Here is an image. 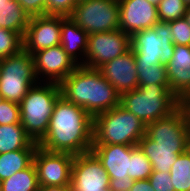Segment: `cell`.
Returning <instances> with one entry per match:
<instances>
[{
    "label": "cell",
    "instance_id": "6da1fadb",
    "mask_svg": "<svg viewBox=\"0 0 190 191\" xmlns=\"http://www.w3.org/2000/svg\"><path fill=\"white\" fill-rule=\"evenodd\" d=\"M94 118L82 107L60 95L49 120L48 130L37 143L50 152L84 154L93 145Z\"/></svg>",
    "mask_w": 190,
    "mask_h": 191
},
{
    "label": "cell",
    "instance_id": "7a4b0ae2",
    "mask_svg": "<svg viewBox=\"0 0 190 191\" xmlns=\"http://www.w3.org/2000/svg\"><path fill=\"white\" fill-rule=\"evenodd\" d=\"M61 95L93 118L120 104L121 95L98 69L79 65L60 84Z\"/></svg>",
    "mask_w": 190,
    "mask_h": 191
},
{
    "label": "cell",
    "instance_id": "3957f363",
    "mask_svg": "<svg viewBox=\"0 0 190 191\" xmlns=\"http://www.w3.org/2000/svg\"><path fill=\"white\" fill-rule=\"evenodd\" d=\"M120 105L147 125L171 115L179 108L180 99L170 85L146 84L122 93Z\"/></svg>",
    "mask_w": 190,
    "mask_h": 191
},
{
    "label": "cell",
    "instance_id": "277c9868",
    "mask_svg": "<svg viewBox=\"0 0 190 191\" xmlns=\"http://www.w3.org/2000/svg\"><path fill=\"white\" fill-rule=\"evenodd\" d=\"M146 125L120 104L94 117L93 145H138Z\"/></svg>",
    "mask_w": 190,
    "mask_h": 191
},
{
    "label": "cell",
    "instance_id": "5b68a950",
    "mask_svg": "<svg viewBox=\"0 0 190 191\" xmlns=\"http://www.w3.org/2000/svg\"><path fill=\"white\" fill-rule=\"evenodd\" d=\"M60 95L59 84L39 82L28 90L19 103L20 123L34 142L38 143L47 132L49 120Z\"/></svg>",
    "mask_w": 190,
    "mask_h": 191
},
{
    "label": "cell",
    "instance_id": "8992f818",
    "mask_svg": "<svg viewBox=\"0 0 190 191\" xmlns=\"http://www.w3.org/2000/svg\"><path fill=\"white\" fill-rule=\"evenodd\" d=\"M37 83L34 59L22 49L0 61V95L4 100L19 104L28 90Z\"/></svg>",
    "mask_w": 190,
    "mask_h": 191
},
{
    "label": "cell",
    "instance_id": "52a82bcc",
    "mask_svg": "<svg viewBox=\"0 0 190 191\" xmlns=\"http://www.w3.org/2000/svg\"><path fill=\"white\" fill-rule=\"evenodd\" d=\"M130 42L136 62L167 65L175 48L169 22L162 21L134 33Z\"/></svg>",
    "mask_w": 190,
    "mask_h": 191
},
{
    "label": "cell",
    "instance_id": "ba28073f",
    "mask_svg": "<svg viewBox=\"0 0 190 191\" xmlns=\"http://www.w3.org/2000/svg\"><path fill=\"white\" fill-rule=\"evenodd\" d=\"M189 129L184 111L179 107L168 117L146 125L139 147L189 148Z\"/></svg>",
    "mask_w": 190,
    "mask_h": 191
},
{
    "label": "cell",
    "instance_id": "9c48e42d",
    "mask_svg": "<svg viewBox=\"0 0 190 191\" xmlns=\"http://www.w3.org/2000/svg\"><path fill=\"white\" fill-rule=\"evenodd\" d=\"M86 33L110 32L119 29L118 0H88L77 3L69 16Z\"/></svg>",
    "mask_w": 190,
    "mask_h": 191
},
{
    "label": "cell",
    "instance_id": "30bf717a",
    "mask_svg": "<svg viewBox=\"0 0 190 191\" xmlns=\"http://www.w3.org/2000/svg\"><path fill=\"white\" fill-rule=\"evenodd\" d=\"M91 152L99 159L109 175L111 190H131L134 182L128 175L131 146L123 144L92 145Z\"/></svg>",
    "mask_w": 190,
    "mask_h": 191
},
{
    "label": "cell",
    "instance_id": "8fae6325",
    "mask_svg": "<svg viewBox=\"0 0 190 191\" xmlns=\"http://www.w3.org/2000/svg\"><path fill=\"white\" fill-rule=\"evenodd\" d=\"M130 48V36L120 29L89 34L83 66L98 69L108 61L123 55Z\"/></svg>",
    "mask_w": 190,
    "mask_h": 191
},
{
    "label": "cell",
    "instance_id": "7c38bea8",
    "mask_svg": "<svg viewBox=\"0 0 190 191\" xmlns=\"http://www.w3.org/2000/svg\"><path fill=\"white\" fill-rule=\"evenodd\" d=\"M74 155L50 152L37 147L33 163L36 167L39 186L71 185V169Z\"/></svg>",
    "mask_w": 190,
    "mask_h": 191
},
{
    "label": "cell",
    "instance_id": "4fadbf2b",
    "mask_svg": "<svg viewBox=\"0 0 190 191\" xmlns=\"http://www.w3.org/2000/svg\"><path fill=\"white\" fill-rule=\"evenodd\" d=\"M33 59L37 81L39 80L40 82L46 83L60 84L79 66V64L64 51L61 45L37 51L33 54ZM39 76H41L42 80Z\"/></svg>",
    "mask_w": 190,
    "mask_h": 191
},
{
    "label": "cell",
    "instance_id": "5bb4252c",
    "mask_svg": "<svg viewBox=\"0 0 190 191\" xmlns=\"http://www.w3.org/2000/svg\"><path fill=\"white\" fill-rule=\"evenodd\" d=\"M61 27V15L31 17L23 36V49L33 55L42 49L60 45Z\"/></svg>",
    "mask_w": 190,
    "mask_h": 191
},
{
    "label": "cell",
    "instance_id": "9a60e30c",
    "mask_svg": "<svg viewBox=\"0 0 190 191\" xmlns=\"http://www.w3.org/2000/svg\"><path fill=\"white\" fill-rule=\"evenodd\" d=\"M109 175L90 151L74 156L71 169L72 191H99L109 187Z\"/></svg>",
    "mask_w": 190,
    "mask_h": 191
},
{
    "label": "cell",
    "instance_id": "2e32d148",
    "mask_svg": "<svg viewBox=\"0 0 190 191\" xmlns=\"http://www.w3.org/2000/svg\"><path fill=\"white\" fill-rule=\"evenodd\" d=\"M119 29L130 37L141 30L152 28L159 20L157 6L147 0H118Z\"/></svg>",
    "mask_w": 190,
    "mask_h": 191
},
{
    "label": "cell",
    "instance_id": "e0dca14e",
    "mask_svg": "<svg viewBox=\"0 0 190 191\" xmlns=\"http://www.w3.org/2000/svg\"><path fill=\"white\" fill-rule=\"evenodd\" d=\"M98 70L120 95L138 88L135 55L131 48L123 55L103 64Z\"/></svg>",
    "mask_w": 190,
    "mask_h": 191
},
{
    "label": "cell",
    "instance_id": "ac0fdd59",
    "mask_svg": "<svg viewBox=\"0 0 190 191\" xmlns=\"http://www.w3.org/2000/svg\"><path fill=\"white\" fill-rule=\"evenodd\" d=\"M166 71L170 90L181 99L190 91V46L175 45Z\"/></svg>",
    "mask_w": 190,
    "mask_h": 191
},
{
    "label": "cell",
    "instance_id": "d6986e66",
    "mask_svg": "<svg viewBox=\"0 0 190 191\" xmlns=\"http://www.w3.org/2000/svg\"><path fill=\"white\" fill-rule=\"evenodd\" d=\"M88 37L89 34L77 26L69 16H62L60 45L79 65H84L83 58L87 51ZM78 57H82V62L78 60L80 59Z\"/></svg>",
    "mask_w": 190,
    "mask_h": 191
},
{
    "label": "cell",
    "instance_id": "ffe728a7",
    "mask_svg": "<svg viewBox=\"0 0 190 191\" xmlns=\"http://www.w3.org/2000/svg\"><path fill=\"white\" fill-rule=\"evenodd\" d=\"M37 147L38 144L33 141L26 149L0 154V179H8L16 172L29 167L33 163Z\"/></svg>",
    "mask_w": 190,
    "mask_h": 191
},
{
    "label": "cell",
    "instance_id": "44dd1931",
    "mask_svg": "<svg viewBox=\"0 0 190 191\" xmlns=\"http://www.w3.org/2000/svg\"><path fill=\"white\" fill-rule=\"evenodd\" d=\"M31 17L16 0H0V27L24 36Z\"/></svg>",
    "mask_w": 190,
    "mask_h": 191
},
{
    "label": "cell",
    "instance_id": "7402d4cb",
    "mask_svg": "<svg viewBox=\"0 0 190 191\" xmlns=\"http://www.w3.org/2000/svg\"><path fill=\"white\" fill-rule=\"evenodd\" d=\"M32 142L21 123L0 125V154L26 149Z\"/></svg>",
    "mask_w": 190,
    "mask_h": 191
},
{
    "label": "cell",
    "instance_id": "603a6c76",
    "mask_svg": "<svg viewBox=\"0 0 190 191\" xmlns=\"http://www.w3.org/2000/svg\"><path fill=\"white\" fill-rule=\"evenodd\" d=\"M152 164L153 171L169 172L176 158L187 149L140 147Z\"/></svg>",
    "mask_w": 190,
    "mask_h": 191
},
{
    "label": "cell",
    "instance_id": "cb8c5ba5",
    "mask_svg": "<svg viewBox=\"0 0 190 191\" xmlns=\"http://www.w3.org/2000/svg\"><path fill=\"white\" fill-rule=\"evenodd\" d=\"M39 184L34 163L2 180V191H38Z\"/></svg>",
    "mask_w": 190,
    "mask_h": 191
},
{
    "label": "cell",
    "instance_id": "d4e9b609",
    "mask_svg": "<svg viewBox=\"0 0 190 191\" xmlns=\"http://www.w3.org/2000/svg\"><path fill=\"white\" fill-rule=\"evenodd\" d=\"M169 173L174 191H190V148L176 158Z\"/></svg>",
    "mask_w": 190,
    "mask_h": 191
},
{
    "label": "cell",
    "instance_id": "484cf974",
    "mask_svg": "<svg viewBox=\"0 0 190 191\" xmlns=\"http://www.w3.org/2000/svg\"><path fill=\"white\" fill-rule=\"evenodd\" d=\"M139 85H170L167 78L166 65L148 62H136Z\"/></svg>",
    "mask_w": 190,
    "mask_h": 191
},
{
    "label": "cell",
    "instance_id": "4316f807",
    "mask_svg": "<svg viewBox=\"0 0 190 191\" xmlns=\"http://www.w3.org/2000/svg\"><path fill=\"white\" fill-rule=\"evenodd\" d=\"M153 168L149 159L138 145L131 146V157L128 175L134 181L148 179Z\"/></svg>",
    "mask_w": 190,
    "mask_h": 191
},
{
    "label": "cell",
    "instance_id": "83f0119b",
    "mask_svg": "<svg viewBox=\"0 0 190 191\" xmlns=\"http://www.w3.org/2000/svg\"><path fill=\"white\" fill-rule=\"evenodd\" d=\"M23 49V36L0 27V59L15 55Z\"/></svg>",
    "mask_w": 190,
    "mask_h": 191
},
{
    "label": "cell",
    "instance_id": "f1b7e54d",
    "mask_svg": "<svg viewBox=\"0 0 190 191\" xmlns=\"http://www.w3.org/2000/svg\"><path fill=\"white\" fill-rule=\"evenodd\" d=\"M187 7L183 0H160L157 5L159 20L170 22L183 18Z\"/></svg>",
    "mask_w": 190,
    "mask_h": 191
},
{
    "label": "cell",
    "instance_id": "f546056e",
    "mask_svg": "<svg viewBox=\"0 0 190 191\" xmlns=\"http://www.w3.org/2000/svg\"><path fill=\"white\" fill-rule=\"evenodd\" d=\"M174 45L190 46V26L183 18L169 22Z\"/></svg>",
    "mask_w": 190,
    "mask_h": 191
},
{
    "label": "cell",
    "instance_id": "4dcf8cb0",
    "mask_svg": "<svg viewBox=\"0 0 190 191\" xmlns=\"http://www.w3.org/2000/svg\"><path fill=\"white\" fill-rule=\"evenodd\" d=\"M76 6L75 0H46V15L70 16Z\"/></svg>",
    "mask_w": 190,
    "mask_h": 191
},
{
    "label": "cell",
    "instance_id": "1f68e13d",
    "mask_svg": "<svg viewBox=\"0 0 190 191\" xmlns=\"http://www.w3.org/2000/svg\"><path fill=\"white\" fill-rule=\"evenodd\" d=\"M19 104L4 100L1 103V120L0 125L20 123Z\"/></svg>",
    "mask_w": 190,
    "mask_h": 191
},
{
    "label": "cell",
    "instance_id": "d6a6232c",
    "mask_svg": "<svg viewBox=\"0 0 190 191\" xmlns=\"http://www.w3.org/2000/svg\"><path fill=\"white\" fill-rule=\"evenodd\" d=\"M148 180L154 191H174L169 172L152 171Z\"/></svg>",
    "mask_w": 190,
    "mask_h": 191
},
{
    "label": "cell",
    "instance_id": "836d02e7",
    "mask_svg": "<svg viewBox=\"0 0 190 191\" xmlns=\"http://www.w3.org/2000/svg\"><path fill=\"white\" fill-rule=\"evenodd\" d=\"M30 16L46 15V0H16Z\"/></svg>",
    "mask_w": 190,
    "mask_h": 191
},
{
    "label": "cell",
    "instance_id": "e575fe53",
    "mask_svg": "<svg viewBox=\"0 0 190 191\" xmlns=\"http://www.w3.org/2000/svg\"><path fill=\"white\" fill-rule=\"evenodd\" d=\"M130 191H154L148 179L136 180L133 182Z\"/></svg>",
    "mask_w": 190,
    "mask_h": 191
},
{
    "label": "cell",
    "instance_id": "d590c367",
    "mask_svg": "<svg viewBox=\"0 0 190 191\" xmlns=\"http://www.w3.org/2000/svg\"><path fill=\"white\" fill-rule=\"evenodd\" d=\"M179 107L184 111L186 119H190V91L180 99Z\"/></svg>",
    "mask_w": 190,
    "mask_h": 191
},
{
    "label": "cell",
    "instance_id": "8d00e7d4",
    "mask_svg": "<svg viewBox=\"0 0 190 191\" xmlns=\"http://www.w3.org/2000/svg\"><path fill=\"white\" fill-rule=\"evenodd\" d=\"M38 191H72L71 185L63 186H39Z\"/></svg>",
    "mask_w": 190,
    "mask_h": 191
},
{
    "label": "cell",
    "instance_id": "74e56055",
    "mask_svg": "<svg viewBox=\"0 0 190 191\" xmlns=\"http://www.w3.org/2000/svg\"><path fill=\"white\" fill-rule=\"evenodd\" d=\"M184 19L186 20V22L190 26V6L187 7V10H186L185 15H184Z\"/></svg>",
    "mask_w": 190,
    "mask_h": 191
},
{
    "label": "cell",
    "instance_id": "f35d334b",
    "mask_svg": "<svg viewBox=\"0 0 190 191\" xmlns=\"http://www.w3.org/2000/svg\"><path fill=\"white\" fill-rule=\"evenodd\" d=\"M149 3H152V4H154V5H158L159 4V2H160V0H147Z\"/></svg>",
    "mask_w": 190,
    "mask_h": 191
},
{
    "label": "cell",
    "instance_id": "ab89813d",
    "mask_svg": "<svg viewBox=\"0 0 190 191\" xmlns=\"http://www.w3.org/2000/svg\"><path fill=\"white\" fill-rule=\"evenodd\" d=\"M4 101L3 97L0 95V120H1V103Z\"/></svg>",
    "mask_w": 190,
    "mask_h": 191
},
{
    "label": "cell",
    "instance_id": "60d3db41",
    "mask_svg": "<svg viewBox=\"0 0 190 191\" xmlns=\"http://www.w3.org/2000/svg\"><path fill=\"white\" fill-rule=\"evenodd\" d=\"M99 191H113V190H111L109 187H106V188L100 189Z\"/></svg>",
    "mask_w": 190,
    "mask_h": 191
},
{
    "label": "cell",
    "instance_id": "b9f144b4",
    "mask_svg": "<svg viewBox=\"0 0 190 191\" xmlns=\"http://www.w3.org/2000/svg\"><path fill=\"white\" fill-rule=\"evenodd\" d=\"M188 122V129H189V141H190V119H187Z\"/></svg>",
    "mask_w": 190,
    "mask_h": 191
},
{
    "label": "cell",
    "instance_id": "7bdbcfd3",
    "mask_svg": "<svg viewBox=\"0 0 190 191\" xmlns=\"http://www.w3.org/2000/svg\"><path fill=\"white\" fill-rule=\"evenodd\" d=\"M183 2H184L187 6H190V0H183Z\"/></svg>",
    "mask_w": 190,
    "mask_h": 191
},
{
    "label": "cell",
    "instance_id": "ee69618b",
    "mask_svg": "<svg viewBox=\"0 0 190 191\" xmlns=\"http://www.w3.org/2000/svg\"><path fill=\"white\" fill-rule=\"evenodd\" d=\"M84 1H88V0H75L76 4H77V3L84 2Z\"/></svg>",
    "mask_w": 190,
    "mask_h": 191
},
{
    "label": "cell",
    "instance_id": "f6af8a7d",
    "mask_svg": "<svg viewBox=\"0 0 190 191\" xmlns=\"http://www.w3.org/2000/svg\"><path fill=\"white\" fill-rule=\"evenodd\" d=\"M0 191H2V180L0 179Z\"/></svg>",
    "mask_w": 190,
    "mask_h": 191
}]
</instances>
